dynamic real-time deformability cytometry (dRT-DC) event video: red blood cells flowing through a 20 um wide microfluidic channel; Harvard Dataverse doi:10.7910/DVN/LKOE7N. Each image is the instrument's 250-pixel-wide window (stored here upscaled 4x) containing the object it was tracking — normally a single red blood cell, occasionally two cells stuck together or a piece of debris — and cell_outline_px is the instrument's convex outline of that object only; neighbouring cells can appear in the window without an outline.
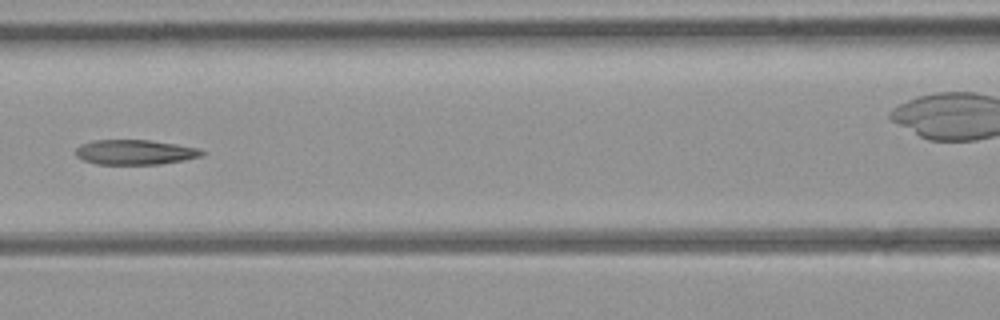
{"species": "common noctule bat (a hibernating species)", "species_latin": "Nyctalus noctula", "temperature_condition": "room temperature", "stored_images_in_passage": 8, "camera_frame_rate_fps": 3000, "um_per_image_px": 0.085, "animal": {"sex": "female", "body_mass_g": 21.9}, "frame": {"image": 1, "passage_image": 5, "time_ms": 4.667, "image_size_px": [1000, 320], "cell_outline_px": [[208, 152], [204, 156], [184, 160], [160, 164], [96, 164], [84, 160], [76, 156], [76, 148], [80, 144], [92, 140], [148, 140], [176, 144], [200, 148]], "centroid_in_image_um": [11.52, 12.93], "position_along_channel_um": 155.1, "area_um2": 18.5}}
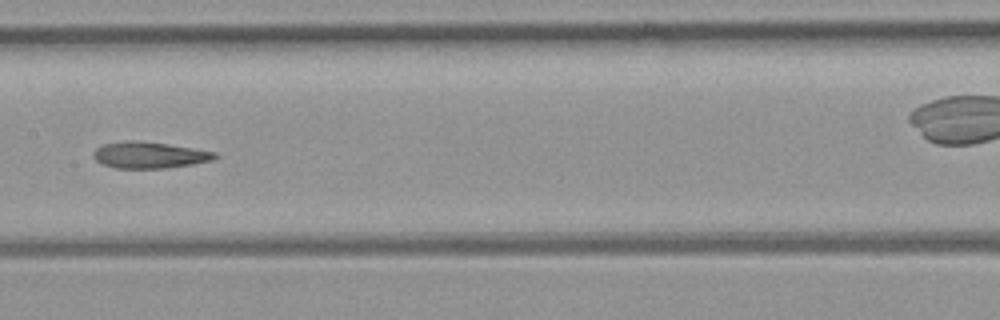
{"frame": {"image": 2, "passage_image": 6, "time_ms": 5.667, "image_size_px": [1000, 320], "cell_outline_px": [[220, 156], [212, 160], [192, 164], [164, 168], [116, 168], [104, 164], [96, 160], [92, 156], [92, 152], [100, 144], [128, 140], [132, 140], [168, 144], [216, 152]], "centroid_in_image_um": [12.67, 13.17], "position_along_channel_um": 194.7, "area_um2": 18.67}}
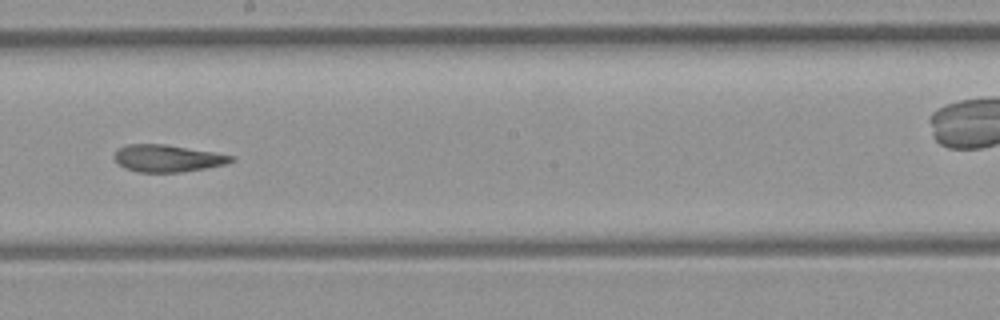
{"frame": {"image": 3, "passage_image": 7, "time_ms": 6.667, "image_size_px": [1000, 320], "cell_outline_px": [[236, 160], [228, 164], [180, 172], [140, 172], [124, 168], [112, 156], [120, 148], [128, 144], [164, 144], [216, 152], [236, 156]], "centroid_in_image_um": [14.3, 13.45], "position_along_channel_um": 233.9, "area_um2": 18.5}}